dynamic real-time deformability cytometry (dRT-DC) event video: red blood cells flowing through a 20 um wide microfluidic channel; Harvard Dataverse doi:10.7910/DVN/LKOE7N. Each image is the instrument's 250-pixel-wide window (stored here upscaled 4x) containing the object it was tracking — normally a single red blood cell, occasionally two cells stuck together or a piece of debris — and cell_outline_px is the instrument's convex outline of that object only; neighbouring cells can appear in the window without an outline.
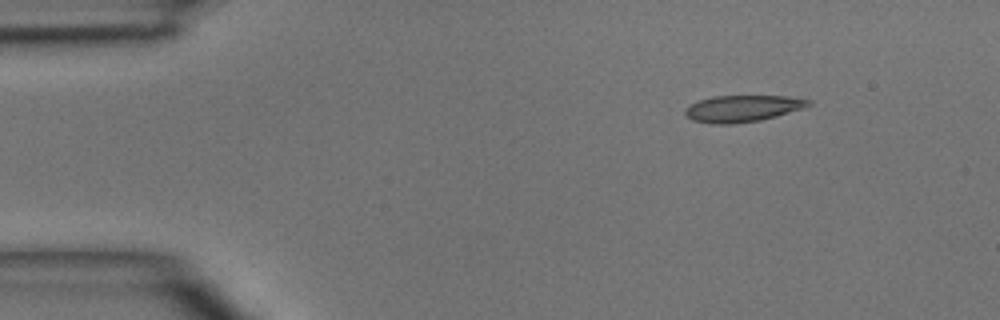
{"species": "common noctule bat (a hibernating species)", "species_latin": "Nyctalus noctula", "temperature_condition": "room temperature", "stored_images_in_passage": 3, "segment_of_instrument_passage": [2, 2], "camera_frame_rate_fps": 3000, "um_per_image_px": 0.085, "animal": {"sex": "male", "body_mass_g": 15.6}, "frame": {"image": 1, "passage_image": 3, "time_ms": 2.333, "image_size_px": [1000, 320], "cell_outline_px": [[812, 104], [804, 108], [776, 116], [760, 120], [736, 124], [712, 124], [692, 120], [684, 116], [684, 108], [700, 100], [712, 96], [788, 96], [812, 100]], "centroid_in_image_um": [63.11, 9.23], "position_along_channel_um": 21.9, "area_um2": 19.31}}